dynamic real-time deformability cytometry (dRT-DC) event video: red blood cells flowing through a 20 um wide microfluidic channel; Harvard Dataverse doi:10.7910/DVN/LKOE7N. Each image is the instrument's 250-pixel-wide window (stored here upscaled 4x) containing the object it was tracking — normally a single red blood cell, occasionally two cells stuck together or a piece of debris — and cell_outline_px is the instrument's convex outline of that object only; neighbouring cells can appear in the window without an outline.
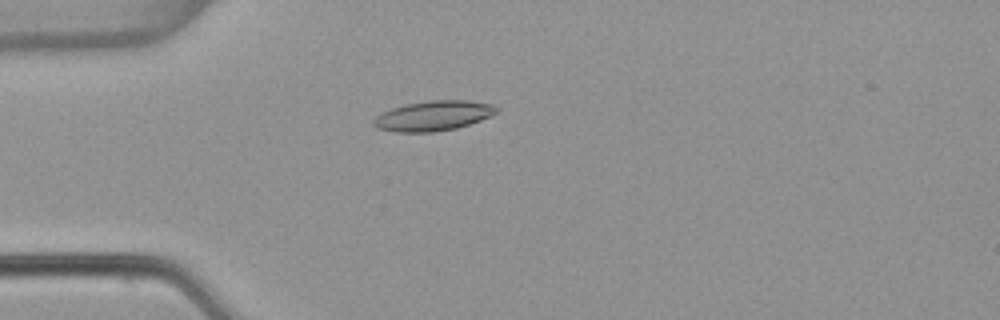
{"species": "common noctule bat (a hibernating species)", "species_latin": "Nyctalus noctula", "temperature_condition": "warm", "stored_images_in_passage": 3, "camera_frame_rate_fps": 3000, "um_per_image_px": 0.085, "animal": {"sex": "female", "body_mass_g": 22.7, "forearm_length_mm": 54.2}, "frame": {"image": 1, "passage_image": 3, "time_ms": 0.667, "image_size_px": [1000, 320], "cell_outline_px": [[500, 112], [492, 116], [456, 128], [436, 132], [396, 132], [376, 128], [372, 124], [372, 120], [376, 116], [392, 108], [404, 104], [432, 100], [468, 100], [492, 104], [500, 108]], "centroid_in_image_um": [36.86, 9.84], "position_along_channel_um": 48.1, "area_um2": 21.68}}